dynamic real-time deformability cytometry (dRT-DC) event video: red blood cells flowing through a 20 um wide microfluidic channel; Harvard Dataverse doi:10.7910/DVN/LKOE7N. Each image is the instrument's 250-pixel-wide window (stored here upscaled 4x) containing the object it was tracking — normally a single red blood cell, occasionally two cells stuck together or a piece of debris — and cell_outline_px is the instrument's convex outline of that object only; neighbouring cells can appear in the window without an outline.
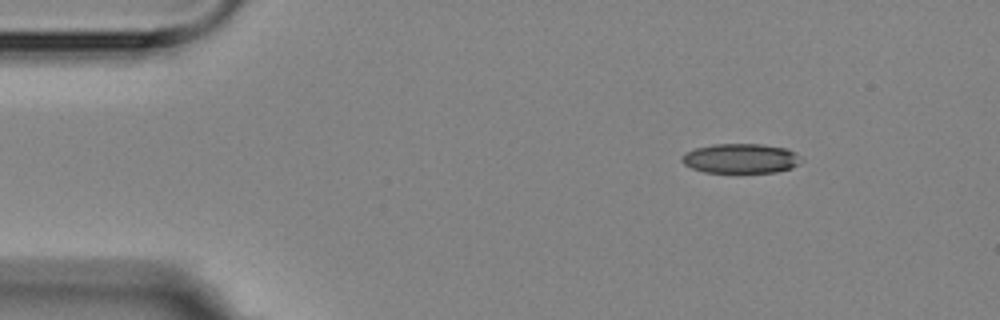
{"species": "Egyptian fruit bat (a non-hibernating species)", "species_latin": "Rousettus aegyptiacus", "temperature_condition": "room temperature", "stored_images_in_passage": 4, "camera_frame_rate_fps": 3000, "um_per_image_px": 0.085, "animal": {"sex": "female"}, "frame": {"image": 1, "passage_image": 1, "time_ms": 0.0, "image_size_px": [1000, 320], "cell_outline_px": [[804, 160], [792, 168], [776, 172], [704, 172], [692, 168], [684, 164], [680, 160], [680, 156], [684, 152], [696, 148], [712, 144], [760, 144], [784, 148], [796, 152]], "centroid_in_image_um": [62.95, 13.46], "position_along_channel_um": 22.0, "area_um2": 20.75}}
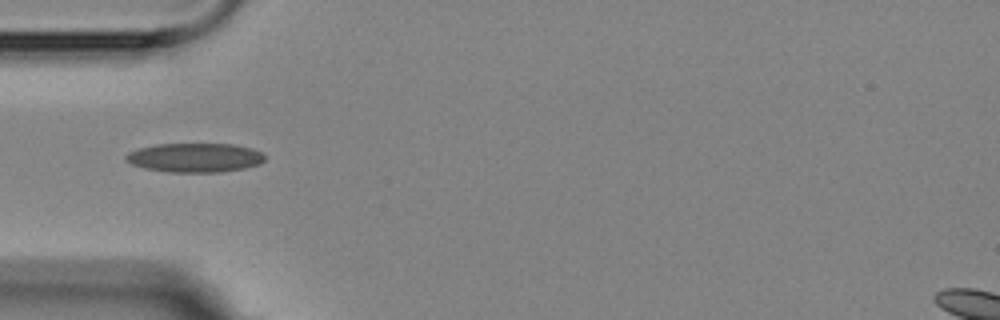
{"frame": {"image": 2, "passage_image": 3, "time_ms": 3.333, "image_size_px": [1000, 320], "cell_outline_px": [[264, 160], [260, 164], [244, 168], [220, 172], [168, 172], [144, 168], [132, 164], [124, 160], [124, 156], [128, 152], [140, 148], [156, 144], [232, 144], [252, 148], [260, 152], [264, 156]], "centroid_in_image_um": [16.54, 13.4], "position_along_channel_um": 68.5, "area_um2": 23.58}}
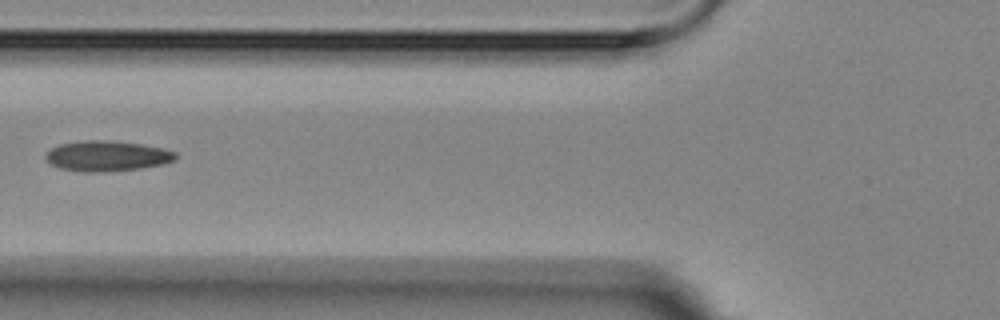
{"frame": {"image": 3, "passage_image": 4, "time_ms": 4.667, "image_size_px": [1000, 320], "cell_outline_px": [[176, 160], [160, 164], [140, 168], [100, 172], [84, 172], [60, 168], [52, 164], [44, 156], [52, 148], [60, 144], [84, 140], [108, 140], [140, 144], [160, 148], [176, 152]], "centroid_in_image_um": [9.08, 13.25], "position_along_channel_um": 116.7, "area_um2": 22.66}}